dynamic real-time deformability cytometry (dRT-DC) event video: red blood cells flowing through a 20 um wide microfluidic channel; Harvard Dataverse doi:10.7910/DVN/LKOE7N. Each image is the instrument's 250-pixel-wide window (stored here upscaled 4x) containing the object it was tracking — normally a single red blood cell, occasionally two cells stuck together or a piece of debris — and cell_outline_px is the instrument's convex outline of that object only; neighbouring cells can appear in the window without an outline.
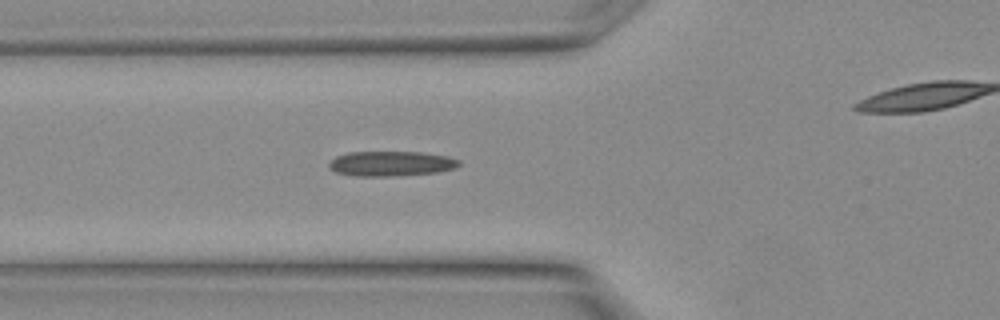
{"species": "Egyptian fruit bat (a non-hibernating species)", "species_latin": "Rousettus aegyptiacus", "temperature_condition": "warm", "stored_images_in_passage": 12, "camera_frame_rate_fps": 3000, "um_per_image_px": 0.085, "animal": {"sex": "female"}, "frame": {"image": 1, "passage_image": 10, "time_ms": 3.0, "image_size_px": [1000, 320], "cell_outline_px": [[460, 164], [456, 168], [440, 172], [392, 176], [356, 176], [336, 172], [328, 168], [328, 164], [336, 156], [348, 152], [424, 152], [448, 156], [460, 160]], "centroid_in_image_um": [33.27, 13.9], "position_along_channel_um": 92.5, "area_um2": 19.07}}
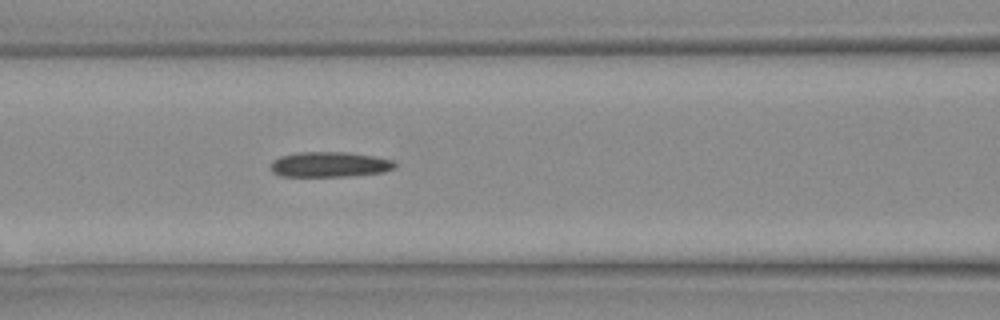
{"frame": {"image": 2, "passage_image": 12, "time_ms": 3.667, "image_size_px": [1000, 320], "cell_outline_px": [[396, 164], [392, 168], [384, 172], [348, 176], [280, 176], [272, 172], [272, 160], [280, 156], [300, 152], [348, 152], [372, 156], [392, 160]], "centroid_in_image_um": [27.99, 13.98], "position_along_channel_um": 138.6, "area_um2": 18.09}}